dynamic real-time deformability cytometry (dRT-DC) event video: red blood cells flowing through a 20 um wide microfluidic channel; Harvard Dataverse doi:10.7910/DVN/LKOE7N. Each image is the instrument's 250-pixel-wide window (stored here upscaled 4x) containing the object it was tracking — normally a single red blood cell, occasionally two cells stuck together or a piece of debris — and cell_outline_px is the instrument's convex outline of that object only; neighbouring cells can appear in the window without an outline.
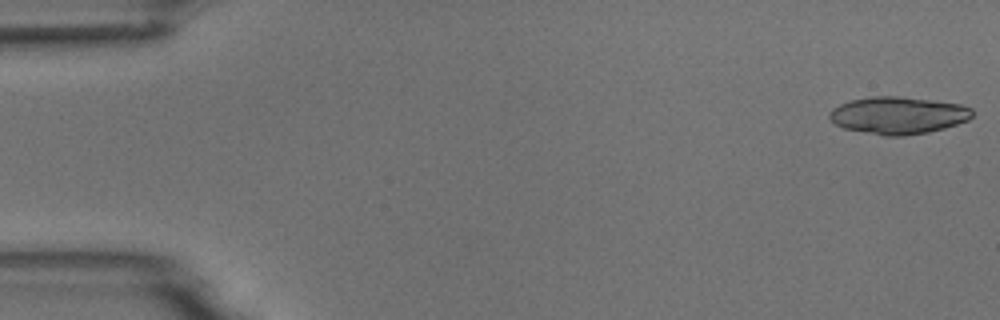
{"species": "common noctule bat (a hibernating species)", "species_latin": "Nyctalus noctula", "temperature_condition": "room temperature", "stored_images_in_passage": 53, "segment_of_instrument_passage": [1, 2], "camera_frame_rate_fps": 3000, "um_per_image_px": 0.085, "animal": {"sex": "male", "body_mass_g": 18.8}, "frame": {"image": 1, "passage_image": 1, "time_ms": 0.0, "image_size_px": [1000, 320], "cell_outline_px": [[972, 116], [968, 120], [944, 128], [928, 132], [904, 136], [884, 136], [844, 128], [836, 124], [828, 116], [828, 112], [832, 108], [840, 104], [852, 100], [872, 96], [900, 96], [960, 104], [972, 108]], "centroid_in_image_um": [76.33, 9.8], "position_along_channel_um": 8.7, "area_um2": 30.92}}
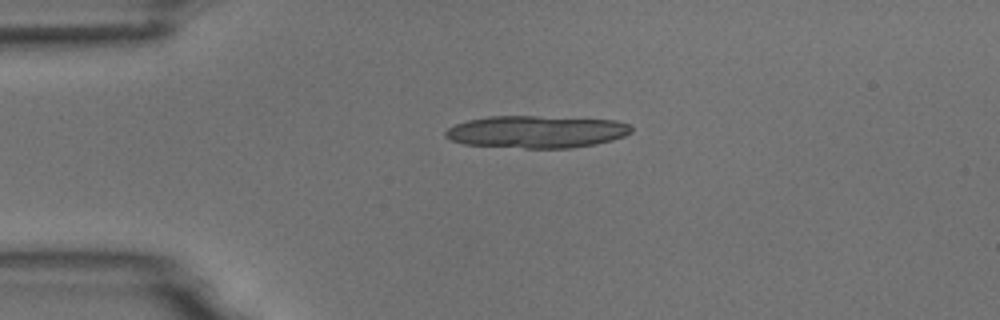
{"frame": {"image": 2, "passage_image": 12, "time_ms": 3.667, "image_size_px": [1000, 320], "cell_outline_px": [[632, 132], [624, 136], [612, 140], [596, 144], [572, 148], [524, 148], [464, 144], [452, 140], [444, 136], [444, 132], [448, 128], [456, 124], [468, 120], [488, 116], [536, 116], [616, 120], [628, 124], [632, 128]], "centroid_in_image_um": [45.61, 11.2], "position_along_channel_um": 39.4, "area_um2": 35.03}}